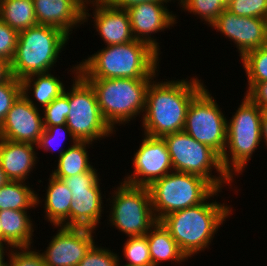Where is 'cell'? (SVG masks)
Instances as JSON below:
<instances>
[{"label":"cell","instance_id":"obj_1","mask_svg":"<svg viewBox=\"0 0 267 266\" xmlns=\"http://www.w3.org/2000/svg\"><path fill=\"white\" fill-rule=\"evenodd\" d=\"M205 87L198 77L178 80H152L146 94L141 117L144 134L164 137L184 129L188 107L192 99Z\"/></svg>","mask_w":267,"mask_h":266},{"label":"cell","instance_id":"obj_2","mask_svg":"<svg viewBox=\"0 0 267 266\" xmlns=\"http://www.w3.org/2000/svg\"><path fill=\"white\" fill-rule=\"evenodd\" d=\"M159 53L143 41L108 45L78 64L85 79H156Z\"/></svg>","mask_w":267,"mask_h":266},{"label":"cell","instance_id":"obj_3","mask_svg":"<svg viewBox=\"0 0 267 266\" xmlns=\"http://www.w3.org/2000/svg\"><path fill=\"white\" fill-rule=\"evenodd\" d=\"M220 192L216 189L203 203L169 213L160 220L187 258L209 249L218 228L233 214L229 205L210 201Z\"/></svg>","mask_w":267,"mask_h":266},{"label":"cell","instance_id":"obj_4","mask_svg":"<svg viewBox=\"0 0 267 266\" xmlns=\"http://www.w3.org/2000/svg\"><path fill=\"white\" fill-rule=\"evenodd\" d=\"M69 38L61 29L48 25L37 24L20 31L10 62L11 75L22 80L32 74L52 71Z\"/></svg>","mask_w":267,"mask_h":266},{"label":"cell","instance_id":"obj_5","mask_svg":"<svg viewBox=\"0 0 267 266\" xmlns=\"http://www.w3.org/2000/svg\"><path fill=\"white\" fill-rule=\"evenodd\" d=\"M93 87L101 114L109 126L129 123L145 111L146 94L153 79H86ZM117 124V125H116Z\"/></svg>","mask_w":267,"mask_h":266},{"label":"cell","instance_id":"obj_6","mask_svg":"<svg viewBox=\"0 0 267 266\" xmlns=\"http://www.w3.org/2000/svg\"><path fill=\"white\" fill-rule=\"evenodd\" d=\"M234 113L230 120L227 119L226 148L221 157L223 169L232 179L235 175H243L241 173L247 168L253 153L260 142H263L261 139L262 110L258 105L245 94Z\"/></svg>","mask_w":267,"mask_h":266},{"label":"cell","instance_id":"obj_7","mask_svg":"<svg viewBox=\"0 0 267 266\" xmlns=\"http://www.w3.org/2000/svg\"><path fill=\"white\" fill-rule=\"evenodd\" d=\"M173 170L193 174L206 179L215 189L224 184L232 185V179L223 169L221 157L210 147L196 141L184 131L165 135ZM215 169L217 176L212 175ZM219 175V176H218Z\"/></svg>","mask_w":267,"mask_h":266},{"label":"cell","instance_id":"obj_8","mask_svg":"<svg viewBox=\"0 0 267 266\" xmlns=\"http://www.w3.org/2000/svg\"><path fill=\"white\" fill-rule=\"evenodd\" d=\"M71 71L74 74V80L71 87H68L71 88L69 90L70 111L66 125L74 139L93 143L97 140L100 142L102 138L111 137L116 131L103 118L93 87L78 72V64L72 66Z\"/></svg>","mask_w":267,"mask_h":266},{"label":"cell","instance_id":"obj_9","mask_svg":"<svg viewBox=\"0 0 267 266\" xmlns=\"http://www.w3.org/2000/svg\"><path fill=\"white\" fill-rule=\"evenodd\" d=\"M157 221L177 210L203 203L216 189L204 178L172 171L148 187Z\"/></svg>","mask_w":267,"mask_h":266},{"label":"cell","instance_id":"obj_10","mask_svg":"<svg viewBox=\"0 0 267 266\" xmlns=\"http://www.w3.org/2000/svg\"><path fill=\"white\" fill-rule=\"evenodd\" d=\"M107 199L111 204L108 221L127 237L146 235L158 222L155 218L148 187L120 182Z\"/></svg>","mask_w":267,"mask_h":266},{"label":"cell","instance_id":"obj_11","mask_svg":"<svg viewBox=\"0 0 267 266\" xmlns=\"http://www.w3.org/2000/svg\"><path fill=\"white\" fill-rule=\"evenodd\" d=\"M206 87L192 99L183 131L222 157L226 148L227 118Z\"/></svg>","mask_w":267,"mask_h":266},{"label":"cell","instance_id":"obj_12","mask_svg":"<svg viewBox=\"0 0 267 266\" xmlns=\"http://www.w3.org/2000/svg\"><path fill=\"white\" fill-rule=\"evenodd\" d=\"M143 135L139 149L132 159L134 171L124 177L122 182L132 186L149 187L154 181L174 170L166 141L162 137Z\"/></svg>","mask_w":267,"mask_h":266},{"label":"cell","instance_id":"obj_13","mask_svg":"<svg viewBox=\"0 0 267 266\" xmlns=\"http://www.w3.org/2000/svg\"><path fill=\"white\" fill-rule=\"evenodd\" d=\"M56 235L41 252L46 266H77L96 243L95 231L88 228L56 226Z\"/></svg>","mask_w":267,"mask_h":266},{"label":"cell","instance_id":"obj_14","mask_svg":"<svg viewBox=\"0 0 267 266\" xmlns=\"http://www.w3.org/2000/svg\"><path fill=\"white\" fill-rule=\"evenodd\" d=\"M209 27L234 42L241 59L267 44V19L264 18L241 17L225 9Z\"/></svg>","mask_w":267,"mask_h":266},{"label":"cell","instance_id":"obj_15","mask_svg":"<svg viewBox=\"0 0 267 266\" xmlns=\"http://www.w3.org/2000/svg\"><path fill=\"white\" fill-rule=\"evenodd\" d=\"M40 107H34L21 94L0 125V138L36 145L44 131Z\"/></svg>","mask_w":267,"mask_h":266},{"label":"cell","instance_id":"obj_16","mask_svg":"<svg viewBox=\"0 0 267 266\" xmlns=\"http://www.w3.org/2000/svg\"><path fill=\"white\" fill-rule=\"evenodd\" d=\"M90 4L94 9L93 15L88 13L89 9L87 7ZM92 16L96 32L104 41L105 46L118 45L135 40L127 10L112 6L107 0H91L85 2L84 5V23L88 22L89 17L92 18Z\"/></svg>","mask_w":267,"mask_h":266},{"label":"cell","instance_id":"obj_17","mask_svg":"<svg viewBox=\"0 0 267 266\" xmlns=\"http://www.w3.org/2000/svg\"><path fill=\"white\" fill-rule=\"evenodd\" d=\"M166 4L168 3L147 2L127 9L133 37L147 43L159 54V43L151 34L171 29L170 26L177 23L176 14L170 12Z\"/></svg>","mask_w":267,"mask_h":266},{"label":"cell","instance_id":"obj_18","mask_svg":"<svg viewBox=\"0 0 267 266\" xmlns=\"http://www.w3.org/2000/svg\"><path fill=\"white\" fill-rule=\"evenodd\" d=\"M88 1L33 0L37 23L61 29L70 37L72 29L84 24V5Z\"/></svg>","mask_w":267,"mask_h":266},{"label":"cell","instance_id":"obj_19","mask_svg":"<svg viewBox=\"0 0 267 266\" xmlns=\"http://www.w3.org/2000/svg\"><path fill=\"white\" fill-rule=\"evenodd\" d=\"M35 147L0 138V164L9 180L25 182L29 178L38 161Z\"/></svg>","mask_w":267,"mask_h":266},{"label":"cell","instance_id":"obj_20","mask_svg":"<svg viewBox=\"0 0 267 266\" xmlns=\"http://www.w3.org/2000/svg\"><path fill=\"white\" fill-rule=\"evenodd\" d=\"M99 182L90 190L71 191L70 227L95 230L104 212Z\"/></svg>","mask_w":267,"mask_h":266},{"label":"cell","instance_id":"obj_21","mask_svg":"<svg viewBox=\"0 0 267 266\" xmlns=\"http://www.w3.org/2000/svg\"><path fill=\"white\" fill-rule=\"evenodd\" d=\"M27 210H2L0 222L3 233V244L11 248L33 247L35 225ZM34 226V227H33Z\"/></svg>","mask_w":267,"mask_h":266},{"label":"cell","instance_id":"obj_22","mask_svg":"<svg viewBox=\"0 0 267 266\" xmlns=\"http://www.w3.org/2000/svg\"><path fill=\"white\" fill-rule=\"evenodd\" d=\"M49 183L45 193L44 213L45 220L52 226L70 227V204L72 193L66 187L65 183L50 174Z\"/></svg>","mask_w":267,"mask_h":266},{"label":"cell","instance_id":"obj_23","mask_svg":"<svg viewBox=\"0 0 267 266\" xmlns=\"http://www.w3.org/2000/svg\"><path fill=\"white\" fill-rule=\"evenodd\" d=\"M21 85L22 94L27 98V100L34 107L38 108L40 105L42 109L49 105L54 99L58 98L65 89V85L59 77L57 78V75L55 77L51 74V72L32 74L22 79ZM31 91H33V94H31L33 99L29 96ZM33 100H36L37 103Z\"/></svg>","mask_w":267,"mask_h":266},{"label":"cell","instance_id":"obj_24","mask_svg":"<svg viewBox=\"0 0 267 266\" xmlns=\"http://www.w3.org/2000/svg\"><path fill=\"white\" fill-rule=\"evenodd\" d=\"M146 235L152 266H159L162 261H171L177 264L188 261L189 258L181 251L177 242L160 221Z\"/></svg>","mask_w":267,"mask_h":266},{"label":"cell","instance_id":"obj_25","mask_svg":"<svg viewBox=\"0 0 267 266\" xmlns=\"http://www.w3.org/2000/svg\"><path fill=\"white\" fill-rule=\"evenodd\" d=\"M92 147L91 142L76 141L68 146V149L58 157L56 169L50 173L57 179L67 178L80 173H86L93 168L89 161L86 147Z\"/></svg>","mask_w":267,"mask_h":266},{"label":"cell","instance_id":"obj_26","mask_svg":"<svg viewBox=\"0 0 267 266\" xmlns=\"http://www.w3.org/2000/svg\"><path fill=\"white\" fill-rule=\"evenodd\" d=\"M24 181H8L0 187V211L2 210H30L42 203L29 184Z\"/></svg>","mask_w":267,"mask_h":266},{"label":"cell","instance_id":"obj_27","mask_svg":"<svg viewBox=\"0 0 267 266\" xmlns=\"http://www.w3.org/2000/svg\"><path fill=\"white\" fill-rule=\"evenodd\" d=\"M0 19L18 32L38 24L33 0H0Z\"/></svg>","mask_w":267,"mask_h":266},{"label":"cell","instance_id":"obj_28","mask_svg":"<svg viewBox=\"0 0 267 266\" xmlns=\"http://www.w3.org/2000/svg\"><path fill=\"white\" fill-rule=\"evenodd\" d=\"M241 63L247 75V91L256 84L267 82V44L248 52Z\"/></svg>","mask_w":267,"mask_h":266},{"label":"cell","instance_id":"obj_29","mask_svg":"<svg viewBox=\"0 0 267 266\" xmlns=\"http://www.w3.org/2000/svg\"><path fill=\"white\" fill-rule=\"evenodd\" d=\"M183 11L198 15L199 19L211 25L227 8L228 0H177Z\"/></svg>","mask_w":267,"mask_h":266},{"label":"cell","instance_id":"obj_30","mask_svg":"<svg viewBox=\"0 0 267 266\" xmlns=\"http://www.w3.org/2000/svg\"><path fill=\"white\" fill-rule=\"evenodd\" d=\"M122 252L127 259L123 266H152L147 235L128 237Z\"/></svg>","mask_w":267,"mask_h":266},{"label":"cell","instance_id":"obj_31","mask_svg":"<svg viewBox=\"0 0 267 266\" xmlns=\"http://www.w3.org/2000/svg\"><path fill=\"white\" fill-rule=\"evenodd\" d=\"M66 134L70 137L71 144L76 142L70 129L67 127L66 124L56 126H44V131L41 137L39 138L38 143L36 144V149H43L44 152L58 151V156L60 157L67 150V148H60V146L63 145V142L67 136Z\"/></svg>","mask_w":267,"mask_h":266},{"label":"cell","instance_id":"obj_32","mask_svg":"<svg viewBox=\"0 0 267 266\" xmlns=\"http://www.w3.org/2000/svg\"><path fill=\"white\" fill-rule=\"evenodd\" d=\"M70 111L69 89L64 92L42 111L44 126H56L66 124V119Z\"/></svg>","mask_w":267,"mask_h":266},{"label":"cell","instance_id":"obj_33","mask_svg":"<svg viewBox=\"0 0 267 266\" xmlns=\"http://www.w3.org/2000/svg\"><path fill=\"white\" fill-rule=\"evenodd\" d=\"M226 9L241 17L267 19V0H228Z\"/></svg>","mask_w":267,"mask_h":266},{"label":"cell","instance_id":"obj_34","mask_svg":"<svg viewBox=\"0 0 267 266\" xmlns=\"http://www.w3.org/2000/svg\"><path fill=\"white\" fill-rule=\"evenodd\" d=\"M22 94L21 80L11 76L0 84V125L4 121L13 103Z\"/></svg>","mask_w":267,"mask_h":266},{"label":"cell","instance_id":"obj_35","mask_svg":"<svg viewBox=\"0 0 267 266\" xmlns=\"http://www.w3.org/2000/svg\"><path fill=\"white\" fill-rule=\"evenodd\" d=\"M119 258L117 253L95 243L77 266H118Z\"/></svg>","mask_w":267,"mask_h":266},{"label":"cell","instance_id":"obj_36","mask_svg":"<svg viewBox=\"0 0 267 266\" xmlns=\"http://www.w3.org/2000/svg\"><path fill=\"white\" fill-rule=\"evenodd\" d=\"M19 249V250H18ZM31 247L11 248L9 250L8 266H46L40 251Z\"/></svg>","mask_w":267,"mask_h":266},{"label":"cell","instance_id":"obj_37","mask_svg":"<svg viewBox=\"0 0 267 266\" xmlns=\"http://www.w3.org/2000/svg\"><path fill=\"white\" fill-rule=\"evenodd\" d=\"M19 32L0 19V58L9 63L14 58Z\"/></svg>","mask_w":267,"mask_h":266},{"label":"cell","instance_id":"obj_38","mask_svg":"<svg viewBox=\"0 0 267 266\" xmlns=\"http://www.w3.org/2000/svg\"><path fill=\"white\" fill-rule=\"evenodd\" d=\"M70 191L90 190L101 179L97 174V169L94 167L86 173H80L67 178L61 179Z\"/></svg>","mask_w":267,"mask_h":266},{"label":"cell","instance_id":"obj_39","mask_svg":"<svg viewBox=\"0 0 267 266\" xmlns=\"http://www.w3.org/2000/svg\"><path fill=\"white\" fill-rule=\"evenodd\" d=\"M246 95L255 102L262 111H267V82L256 83Z\"/></svg>","mask_w":267,"mask_h":266},{"label":"cell","instance_id":"obj_40","mask_svg":"<svg viewBox=\"0 0 267 266\" xmlns=\"http://www.w3.org/2000/svg\"><path fill=\"white\" fill-rule=\"evenodd\" d=\"M112 6L119 8V9H129L135 5L140 3H147V2H159V3H170L171 1L175 2L174 0H107Z\"/></svg>","mask_w":267,"mask_h":266},{"label":"cell","instance_id":"obj_41","mask_svg":"<svg viewBox=\"0 0 267 266\" xmlns=\"http://www.w3.org/2000/svg\"><path fill=\"white\" fill-rule=\"evenodd\" d=\"M10 63L0 58V84L11 77Z\"/></svg>","mask_w":267,"mask_h":266},{"label":"cell","instance_id":"obj_42","mask_svg":"<svg viewBox=\"0 0 267 266\" xmlns=\"http://www.w3.org/2000/svg\"><path fill=\"white\" fill-rule=\"evenodd\" d=\"M261 139L264 140L267 146V111H262L261 116Z\"/></svg>","mask_w":267,"mask_h":266},{"label":"cell","instance_id":"obj_43","mask_svg":"<svg viewBox=\"0 0 267 266\" xmlns=\"http://www.w3.org/2000/svg\"><path fill=\"white\" fill-rule=\"evenodd\" d=\"M5 244L3 243H0V266H7V261H5V257L6 254L8 255L9 254V249L8 247H6V245L4 246ZM8 252H7V251Z\"/></svg>","mask_w":267,"mask_h":266},{"label":"cell","instance_id":"obj_44","mask_svg":"<svg viewBox=\"0 0 267 266\" xmlns=\"http://www.w3.org/2000/svg\"><path fill=\"white\" fill-rule=\"evenodd\" d=\"M8 181H10V180L6 177V174L3 171L1 164H0V187L5 185Z\"/></svg>","mask_w":267,"mask_h":266},{"label":"cell","instance_id":"obj_45","mask_svg":"<svg viewBox=\"0 0 267 266\" xmlns=\"http://www.w3.org/2000/svg\"><path fill=\"white\" fill-rule=\"evenodd\" d=\"M0 243H3V233L1 228V222H0Z\"/></svg>","mask_w":267,"mask_h":266},{"label":"cell","instance_id":"obj_46","mask_svg":"<svg viewBox=\"0 0 267 266\" xmlns=\"http://www.w3.org/2000/svg\"><path fill=\"white\" fill-rule=\"evenodd\" d=\"M120 260H121V258L119 259V265L118 266H123V265H120V263L122 262V260L121 261Z\"/></svg>","mask_w":267,"mask_h":266}]
</instances>
